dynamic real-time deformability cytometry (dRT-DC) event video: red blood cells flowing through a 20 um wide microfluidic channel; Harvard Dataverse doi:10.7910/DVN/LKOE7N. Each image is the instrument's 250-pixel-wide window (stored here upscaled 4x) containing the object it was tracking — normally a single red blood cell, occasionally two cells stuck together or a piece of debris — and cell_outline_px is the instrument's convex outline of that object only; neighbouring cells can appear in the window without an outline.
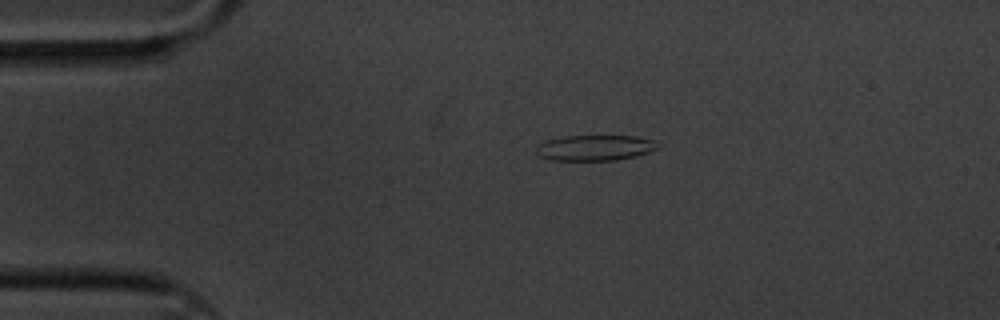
{"species": "common noctule bat (a hibernating species)", "species_latin": "Nyctalus noctula", "temperature_condition": "cold", "stored_images_in_passage": 6, "camera_frame_rate_fps": 3000, "um_per_image_px": 0.085, "animal": {"sex": "male", "body_mass_g": 20.1, "forearm_length_mm": 53.5}, "frame": {"image": 1, "passage_image": 4, "time_ms": 1.0, "image_size_px": [1000, 320], "cell_outline_px": [[660, 144], [656, 148], [648, 152], [636, 156], [616, 160], [548, 160], [536, 156], [536, 144], [548, 140], [564, 136], [636, 136], [652, 140]], "centroid_in_image_um": [50.5, 12.57], "position_along_channel_um": 34.5, "area_um2": 18.21}}
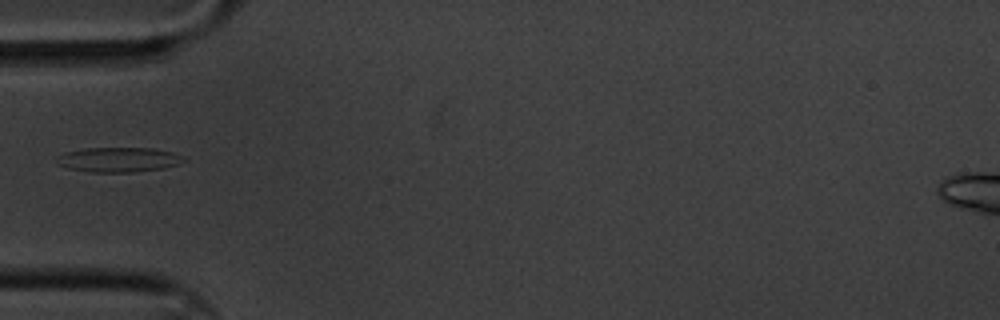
{"frame": {"image": 2, "passage_image": 6, "time_ms": 1.667, "image_size_px": [1000, 320], "cell_outline_px": [[188, 160], [164, 168], [132, 172], [92, 172], [68, 168], [56, 164], [56, 156], [64, 152], [84, 148], [152, 148], [172, 152], [184, 156]], "centroid_in_image_um": [10.05, 13.56], "position_along_channel_um": 74.9, "area_um2": 18.44}}